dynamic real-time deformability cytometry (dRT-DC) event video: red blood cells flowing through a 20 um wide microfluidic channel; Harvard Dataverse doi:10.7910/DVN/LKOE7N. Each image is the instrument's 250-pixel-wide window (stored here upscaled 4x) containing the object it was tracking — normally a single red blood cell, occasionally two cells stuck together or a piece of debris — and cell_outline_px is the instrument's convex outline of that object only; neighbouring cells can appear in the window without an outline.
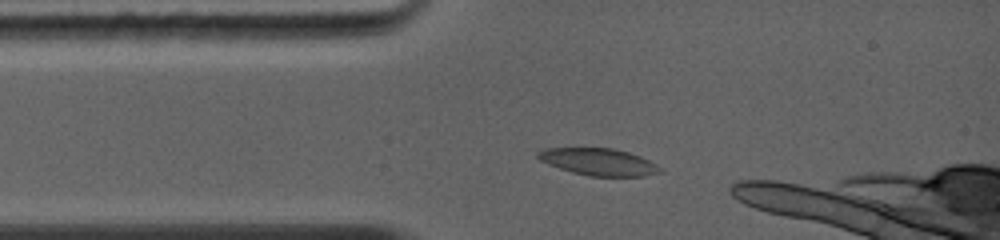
{"species": "common noctule bat (a hibernating species)", "species_latin": "Nyctalus noctula", "temperature_condition": "warm", "stored_images_in_passage": 7, "camera_frame_rate_fps": 5000, "um_per_image_px": 0.085, "animal": {"sex": "female", "body_mass_g": 19.0, "forearm_length_mm": 56.7}, "frame": {"image": 1, "passage_image": 1, "time_ms": 0.0, "image_size_px": [1000, 240], "cell_outline_px": [[664, 172], [644, 176], [588, 176], [572, 172], [548, 164], [540, 160], [536, 156], [536, 152], [544, 148], [612, 148], [628, 152], [640, 156], [664, 168]], "centroid_in_image_um": [50.9, 13.76], "position_along_channel_um": 34.1, "area_um2": 19.36}}
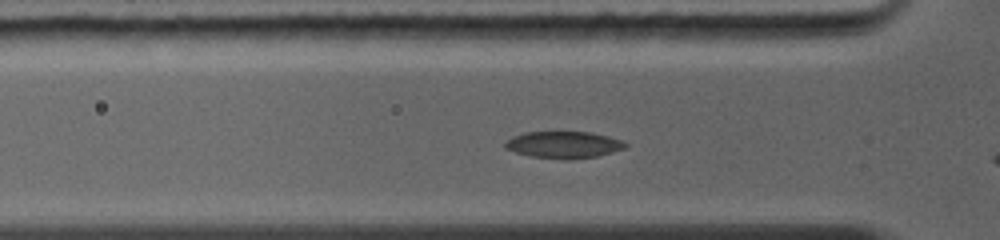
{"frame": {"image": 2, "passage_image": 4, "time_ms": 1.2, "image_size_px": [1000, 240], "cell_outline_px": [[628, 144], [624, 148], [612, 152], [596, 156], [568, 160], [532, 156], [516, 152], [504, 148], [504, 144], [512, 136], [524, 132], [592, 132], [624, 140]], "centroid_in_image_um": [47.93, 12.3], "position_along_channel_um": 77.9, "area_um2": 18.79}}
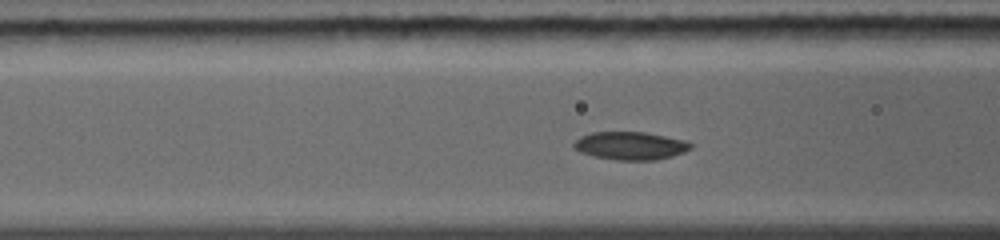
{"frame": {"image": 3, "passage_image": 6, "time_ms": 2.0, "image_size_px": [1000, 240], "cell_outline_px": [[692, 148], [684, 152], [672, 156], [656, 160], [616, 160], [592, 156], [580, 152], [572, 148], [572, 144], [580, 136], [592, 132], [644, 132], [684, 140], [692, 144]], "centroid_in_image_um": [53.54, 12.39], "position_along_channel_um": 113.1, "area_um2": 19.13}}